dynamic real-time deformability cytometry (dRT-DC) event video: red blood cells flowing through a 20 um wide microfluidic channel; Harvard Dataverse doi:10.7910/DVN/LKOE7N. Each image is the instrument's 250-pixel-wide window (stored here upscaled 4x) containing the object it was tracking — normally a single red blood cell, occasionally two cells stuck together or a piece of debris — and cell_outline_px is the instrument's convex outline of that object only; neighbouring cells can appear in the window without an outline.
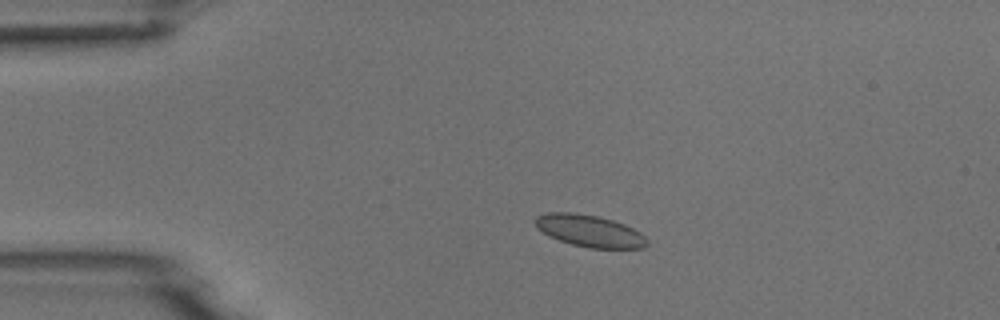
{"species": "common noctule bat (a hibernating species)", "species_latin": "Nyctalus noctula", "temperature_condition": "room temperature", "stored_images_in_passage": 4, "camera_frame_rate_fps": 3000, "um_per_image_px": 0.085, "animal": {"sex": "male", "body_mass_g": 18.8}, "frame": {"image": 1, "passage_image": 3, "time_ms": 2.333, "image_size_px": [1000, 320], "cell_outline_px": [[648, 244], [644, 248], [588, 248], [572, 244], [548, 236], [536, 228], [532, 220], [536, 216], [548, 212], [572, 212], [596, 216], [612, 220], [624, 224], [640, 232], [648, 240]], "centroid_in_image_um": [50.07, 19.62], "position_along_channel_um": 34.9, "area_um2": 20.92}}